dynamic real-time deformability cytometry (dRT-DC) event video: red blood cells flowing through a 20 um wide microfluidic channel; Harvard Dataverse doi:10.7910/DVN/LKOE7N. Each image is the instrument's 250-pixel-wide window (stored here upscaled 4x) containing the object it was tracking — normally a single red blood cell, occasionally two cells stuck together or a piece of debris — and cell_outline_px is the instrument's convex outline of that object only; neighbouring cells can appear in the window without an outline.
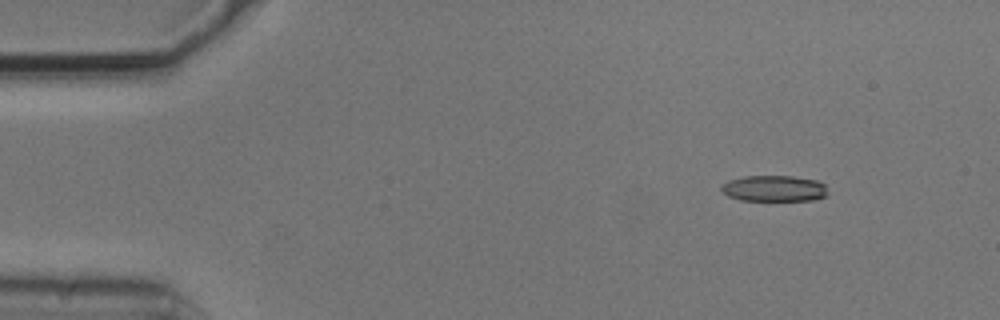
{"species": "common noctule bat (a hibernating species)", "species_latin": "Nyctalus noctula", "temperature_condition": "cold", "stored_images_in_passage": 4, "camera_frame_rate_fps": 3000, "um_per_image_px": 0.085, "animal": {"sex": "male", "body_mass_g": 20.5, "forearm_length_mm": 52.5}, "frame": {"image": 1, "passage_image": 1, "time_ms": 0.0, "image_size_px": [1000, 320], "cell_outline_px": [[828, 192], [824, 196], [812, 200], [740, 200], [728, 196], [720, 192], [720, 184], [728, 180], [744, 176], [792, 176], [816, 180], [824, 184]], "centroid_in_image_um": [65.73, 16.01], "position_along_channel_um": 19.3, "area_um2": 16.24}}
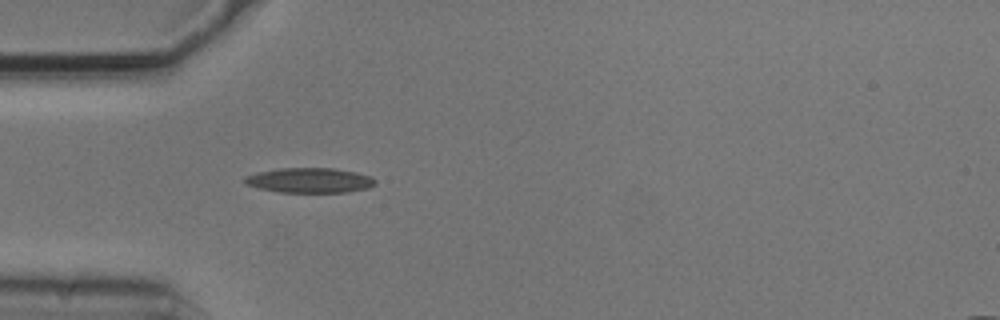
{"frame": {"image": 2, "passage_image": 4, "time_ms": 1.0, "image_size_px": [1000, 320], "cell_outline_px": [[376, 184], [368, 188], [348, 192], [280, 192], [260, 188], [244, 184], [244, 176], [256, 172], [276, 168], [332, 168], [356, 172], [372, 176], [376, 180]], "centroid_in_image_um": [26.32, 15.32], "position_along_channel_um": 58.7, "area_um2": 19.13}}